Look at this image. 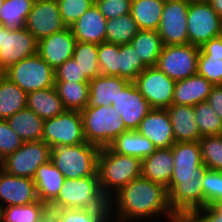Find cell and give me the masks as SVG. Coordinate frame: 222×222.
I'll list each match as a JSON object with an SVG mask.
<instances>
[{
	"instance_id": "13",
	"label": "cell",
	"mask_w": 222,
	"mask_h": 222,
	"mask_svg": "<svg viewBox=\"0 0 222 222\" xmlns=\"http://www.w3.org/2000/svg\"><path fill=\"white\" fill-rule=\"evenodd\" d=\"M190 1L165 0L158 28L163 46L188 43L187 14Z\"/></svg>"
},
{
	"instance_id": "7",
	"label": "cell",
	"mask_w": 222,
	"mask_h": 222,
	"mask_svg": "<svg viewBox=\"0 0 222 222\" xmlns=\"http://www.w3.org/2000/svg\"><path fill=\"white\" fill-rule=\"evenodd\" d=\"M55 71L38 55L24 58L2 74L27 94L55 85Z\"/></svg>"
},
{
	"instance_id": "26",
	"label": "cell",
	"mask_w": 222,
	"mask_h": 222,
	"mask_svg": "<svg viewBox=\"0 0 222 222\" xmlns=\"http://www.w3.org/2000/svg\"><path fill=\"white\" fill-rule=\"evenodd\" d=\"M32 180L35 183L38 199L54 201L64 184V175L56 168L51 160L40 165Z\"/></svg>"
},
{
	"instance_id": "48",
	"label": "cell",
	"mask_w": 222,
	"mask_h": 222,
	"mask_svg": "<svg viewBox=\"0 0 222 222\" xmlns=\"http://www.w3.org/2000/svg\"><path fill=\"white\" fill-rule=\"evenodd\" d=\"M55 81L89 82L77 62L70 58L55 70Z\"/></svg>"
},
{
	"instance_id": "53",
	"label": "cell",
	"mask_w": 222,
	"mask_h": 222,
	"mask_svg": "<svg viewBox=\"0 0 222 222\" xmlns=\"http://www.w3.org/2000/svg\"><path fill=\"white\" fill-rule=\"evenodd\" d=\"M212 9L222 17V0H206Z\"/></svg>"
},
{
	"instance_id": "52",
	"label": "cell",
	"mask_w": 222,
	"mask_h": 222,
	"mask_svg": "<svg viewBox=\"0 0 222 222\" xmlns=\"http://www.w3.org/2000/svg\"><path fill=\"white\" fill-rule=\"evenodd\" d=\"M207 102L222 120V85H216L212 88L207 98Z\"/></svg>"
},
{
	"instance_id": "27",
	"label": "cell",
	"mask_w": 222,
	"mask_h": 222,
	"mask_svg": "<svg viewBox=\"0 0 222 222\" xmlns=\"http://www.w3.org/2000/svg\"><path fill=\"white\" fill-rule=\"evenodd\" d=\"M26 108L44 120L56 117L67 110L55 86L28 93Z\"/></svg>"
},
{
	"instance_id": "24",
	"label": "cell",
	"mask_w": 222,
	"mask_h": 222,
	"mask_svg": "<svg viewBox=\"0 0 222 222\" xmlns=\"http://www.w3.org/2000/svg\"><path fill=\"white\" fill-rule=\"evenodd\" d=\"M174 169L172 176L198 175L204 166L199 141L175 142L172 146Z\"/></svg>"
},
{
	"instance_id": "35",
	"label": "cell",
	"mask_w": 222,
	"mask_h": 222,
	"mask_svg": "<svg viewBox=\"0 0 222 222\" xmlns=\"http://www.w3.org/2000/svg\"><path fill=\"white\" fill-rule=\"evenodd\" d=\"M137 23L130 13L106 21V42L111 44H130L138 33Z\"/></svg>"
},
{
	"instance_id": "3",
	"label": "cell",
	"mask_w": 222,
	"mask_h": 222,
	"mask_svg": "<svg viewBox=\"0 0 222 222\" xmlns=\"http://www.w3.org/2000/svg\"><path fill=\"white\" fill-rule=\"evenodd\" d=\"M100 148L88 142L51 148L50 160L67 179L98 176Z\"/></svg>"
},
{
	"instance_id": "31",
	"label": "cell",
	"mask_w": 222,
	"mask_h": 222,
	"mask_svg": "<svg viewBox=\"0 0 222 222\" xmlns=\"http://www.w3.org/2000/svg\"><path fill=\"white\" fill-rule=\"evenodd\" d=\"M27 93L5 75H0V119H8L26 108Z\"/></svg>"
},
{
	"instance_id": "19",
	"label": "cell",
	"mask_w": 222,
	"mask_h": 222,
	"mask_svg": "<svg viewBox=\"0 0 222 222\" xmlns=\"http://www.w3.org/2000/svg\"><path fill=\"white\" fill-rule=\"evenodd\" d=\"M137 131L157 149L169 148L175 143L171 119L166 109H152L142 119Z\"/></svg>"
},
{
	"instance_id": "29",
	"label": "cell",
	"mask_w": 222,
	"mask_h": 222,
	"mask_svg": "<svg viewBox=\"0 0 222 222\" xmlns=\"http://www.w3.org/2000/svg\"><path fill=\"white\" fill-rule=\"evenodd\" d=\"M8 125L24 142L42 141L44 119L25 108L6 119Z\"/></svg>"
},
{
	"instance_id": "22",
	"label": "cell",
	"mask_w": 222,
	"mask_h": 222,
	"mask_svg": "<svg viewBox=\"0 0 222 222\" xmlns=\"http://www.w3.org/2000/svg\"><path fill=\"white\" fill-rule=\"evenodd\" d=\"M141 176L167 188L173 175L172 148L156 149L142 160Z\"/></svg>"
},
{
	"instance_id": "23",
	"label": "cell",
	"mask_w": 222,
	"mask_h": 222,
	"mask_svg": "<svg viewBox=\"0 0 222 222\" xmlns=\"http://www.w3.org/2000/svg\"><path fill=\"white\" fill-rule=\"evenodd\" d=\"M214 85L198 73L178 80L174 87L173 104L194 106L207 101Z\"/></svg>"
},
{
	"instance_id": "58",
	"label": "cell",
	"mask_w": 222,
	"mask_h": 222,
	"mask_svg": "<svg viewBox=\"0 0 222 222\" xmlns=\"http://www.w3.org/2000/svg\"><path fill=\"white\" fill-rule=\"evenodd\" d=\"M188 1H190V2H191V1H205V0H188Z\"/></svg>"
},
{
	"instance_id": "34",
	"label": "cell",
	"mask_w": 222,
	"mask_h": 222,
	"mask_svg": "<svg viewBox=\"0 0 222 222\" xmlns=\"http://www.w3.org/2000/svg\"><path fill=\"white\" fill-rule=\"evenodd\" d=\"M58 96L67 110H83L88 103L89 82L55 81Z\"/></svg>"
},
{
	"instance_id": "33",
	"label": "cell",
	"mask_w": 222,
	"mask_h": 222,
	"mask_svg": "<svg viewBox=\"0 0 222 222\" xmlns=\"http://www.w3.org/2000/svg\"><path fill=\"white\" fill-rule=\"evenodd\" d=\"M35 0H4L0 8V24L8 29H23Z\"/></svg>"
},
{
	"instance_id": "40",
	"label": "cell",
	"mask_w": 222,
	"mask_h": 222,
	"mask_svg": "<svg viewBox=\"0 0 222 222\" xmlns=\"http://www.w3.org/2000/svg\"><path fill=\"white\" fill-rule=\"evenodd\" d=\"M42 202L40 200L23 206H7L1 208L2 222H38Z\"/></svg>"
},
{
	"instance_id": "37",
	"label": "cell",
	"mask_w": 222,
	"mask_h": 222,
	"mask_svg": "<svg viewBox=\"0 0 222 222\" xmlns=\"http://www.w3.org/2000/svg\"><path fill=\"white\" fill-rule=\"evenodd\" d=\"M194 115L201 137L222 134V120L207 101L194 105Z\"/></svg>"
},
{
	"instance_id": "49",
	"label": "cell",
	"mask_w": 222,
	"mask_h": 222,
	"mask_svg": "<svg viewBox=\"0 0 222 222\" xmlns=\"http://www.w3.org/2000/svg\"><path fill=\"white\" fill-rule=\"evenodd\" d=\"M65 208L55 201H42L38 222H59Z\"/></svg>"
},
{
	"instance_id": "25",
	"label": "cell",
	"mask_w": 222,
	"mask_h": 222,
	"mask_svg": "<svg viewBox=\"0 0 222 222\" xmlns=\"http://www.w3.org/2000/svg\"><path fill=\"white\" fill-rule=\"evenodd\" d=\"M169 113L175 142L199 141L200 136L195 121L194 106L172 104Z\"/></svg>"
},
{
	"instance_id": "12",
	"label": "cell",
	"mask_w": 222,
	"mask_h": 222,
	"mask_svg": "<svg viewBox=\"0 0 222 222\" xmlns=\"http://www.w3.org/2000/svg\"><path fill=\"white\" fill-rule=\"evenodd\" d=\"M133 82L153 109H167L173 104L176 81L157 67H147Z\"/></svg>"
},
{
	"instance_id": "8",
	"label": "cell",
	"mask_w": 222,
	"mask_h": 222,
	"mask_svg": "<svg viewBox=\"0 0 222 222\" xmlns=\"http://www.w3.org/2000/svg\"><path fill=\"white\" fill-rule=\"evenodd\" d=\"M42 141L51 148L87 142L81 112L66 110L56 117L45 119Z\"/></svg>"
},
{
	"instance_id": "55",
	"label": "cell",
	"mask_w": 222,
	"mask_h": 222,
	"mask_svg": "<svg viewBox=\"0 0 222 222\" xmlns=\"http://www.w3.org/2000/svg\"><path fill=\"white\" fill-rule=\"evenodd\" d=\"M3 26L0 24V49L2 48Z\"/></svg>"
},
{
	"instance_id": "15",
	"label": "cell",
	"mask_w": 222,
	"mask_h": 222,
	"mask_svg": "<svg viewBox=\"0 0 222 222\" xmlns=\"http://www.w3.org/2000/svg\"><path fill=\"white\" fill-rule=\"evenodd\" d=\"M25 28L37 39L67 28L55 0H35L28 14Z\"/></svg>"
},
{
	"instance_id": "17",
	"label": "cell",
	"mask_w": 222,
	"mask_h": 222,
	"mask_svg": "<svg viewBox=\"0 0 222 222\" xmlns=\"http://www.w3.org/2000/svg\"><path fill=\"white\" fill-rule=\"evenodd\" d=\"M77 40L70 27L38 40L37 54L55 71L72 58Z\"/></svg>"
},
{
	"instance_id": "54",
	"label": "cell",
	"mask_w": 222,
	"mask_h": 222,
	"mask_svg": "<svg viewBox=\"0 0 222 222\" xmlns=\"http://www.w3.org/2000/svg\"><path fill=\"white\" fill-rule=\"evenodd\" d=\"M171 222H198L192 215H178Z\"/></svg>"
},
{
	"instance_id": "4",
	"label": "cell",
	"mask_w": 222,
	"mask_h": 222,
	"mask_svg": "<svg viewBox=\"0 0 222 222\" xmlns=\"http://www.w3.org/2000/svg\"><path fill=\"white\" fill-rule=\"evenodd\" d=\"M80 112L86 141L99 148L108 147L127 131L120 114L112 106H86Z\"/></svg>"
},
{
	"instance_id": "18",
	"label": "cell",
	"mask_w": 222,
	"mask_h": 222,
	"mask_svg": "<svg viewBox=\"0 0 222 222\" xmlns=\"http://www.w3.org/2000/svg\"><path fill=\"white\" fill-rule=\"evenodd\" d=\"M38 200L36 186L31 178L11 175L0 169V208L23 206Z\"/></svg>"
},
{
	"instance_id": "57",
	"label": "cell",
	"mask_w": 222,
	"mask_h": 222,
	"mask_svg": "<svg viewBox=\"0 0 222 222\" xmlns=\"http://www.w3.org/2000/svg\"><path fill=\"white\" fill-rule=\"evenodd\" d=\"M4 0H0V8L3 5Z\"/></svg>"
},
{
	"instance_id": "45",
	"label": "cell",
	"mask_w": 222,
	"mask_h": 222,
	"mask_svg": "<svg viewBox=\"0 0 222 222\" xmlns=\"http://www.w3.org/2000/svg\"><path fill=\"white\" fill-rule=\"evenodd\" d=\"M197 73L214 86L222 85V60L217 57H207L200 50Z\"/></svg>"
},
{
	"instance_id": "39",
	"label": "cell",
	"mask_w": 222,
	"mask_h": 222,
	"mask_svg": "<svg viewBox=\"0 0 222 222\" xmlns=\"http://www.w3.org/2000/svg\"><path fill=\"white\" fill-rule=\"evenodd\" d=\"M204 166L222 172V134L204 136L199 140Z\"/></svg>"
},
{
	"instance_id": "21",
	"label": "cell",
	"mask_w": 222,
	"mask_h": 222,
	"mask_svg": "<svg viewBox=\"0 0 222 222\" xmlns=\"http://www.w3.org/2000/svg\"><path fill=\"white\" fill-rule=\"evenodd\" d=\"M118 76L99 75L89 81L88 107L111 106L119 93L130 83Z\"/></svg>"
},
{
	"instance_id": "16",
	"label": "cell",
	"mask_w": 222,
	"mask_h": 222,
	"mask_svg": "<svg viewBox=\"0 0 222 222\" xmlns=\"http://www.w3.org/2000/svg\"><path fill=\"white\" fill-rule=\"evenodd\" d=\"M111 106L120 114L127 130H137L142 119L153 109L134 82L119 93Z\"/></svg>"
},
{
	"instance_id": "28",
	"label": "cell",
	"mask_w": 222,
	"mask_h": 222,
	"mask_svg": "<svg viewBox=\"0 0 222 222\" xmlns=\"http://www.w3.org/2000/svg\"><path fill=\"white\" fill-rule=\"evenodd\" d=\"M113 152L136 157L140 160L150 156L157 148L137 130L121 133L109 146Z\"/></svg>"
},
{
	"instance_id": "41",
	"label": "cell",
	"mask_w": 222,
	"mask_h": 222,
	"mask_svg": "<svg viewBox=\"0 0 222 222\" xmlns=\"http://www.w3.org/2000/svg\"><path fill=\"white\" fill-rule=\"evenodd\" d=\"M120 45L111 43L98 44V62L101 75L119 77Z\"/></svg>"
},
{
	"instance_id": "38",
	"label": "cell",
	"mask_w": 222,
	"mask_h": 222,
	"mask_svg": "<svg viewBox=\"0 0 222 222\" xmlns=\"http://www.w3.org/2000/svg\"><path fill=\"white\" fill-rule=\"evenodd\" d=\"M147 68L131 44L120 45L119 77L133 82Z\"/></svg>"
},
{
	"instance_id": "5",
	"label": "cell",
	"mask_w": 222,
	"mask_h": 222,
	"mask_svg": "<svg viewBox=\"0 0 222 222\" xmlns=\"http://www.w3.org/2000/svg\"><path fill=\"white\" fill-rule=\"evenodd\" d=\"M65 209H104L109 200L102 193L98 176L65 178L59 195L54 200Z\"/></svg>"
},
{
	"instance_id": "50",
	"label": "cell",
	"mask_w": 222,
	"mask_h": 222,
	"mask_svg": "<svg viewBox=\"0 0 222 222\" xmlns=\"http://www.w3.org/2000/svg\"><path fill=\"white\" fill-rule=\"evenodd\" d=\"M192 216L198 222H222V209L216 204L197 209Z\"/></svg>"
},
{
	"instance_id": "32",
	"label": "cell",
	"mask_w": 222,
	"mask_h": 222,
	"mask_svg": "<svg viewBox=\"0 0 222 222\" xmlns=\"http://www.w3.org/2000/svg\"><path fill=\"white\" fill-rule=\"evenodd\" d=\"M137 51L138 57L147 66H156L163 43L158 31L139 30L130 43Z\"/></svg>"
},
{
	"instance_id": "47",
	"label": "cell",
	"mask_w": 222,
	"mask_h": 222,
	"mask_svg": "<svg viewBox=\"0 0 222 222\" xmlns=\"http://www.w3.org/2000/svg\"><path fill=\"white\" fill-rule=\"evenodd\" d=\"M132 0H95L100 13L108 20L130 13Z\"/></svg>"
},
{
	"instance_id": "59",
	"label": "cell",
	"mask_w": 222,
	"mask_h": 222,
	"mask_svg": "<svg viewBox=\"0 0 222 222\" xmlns=\"http://www.w3.org/2000/svg\"><path fill=\"white\" fill-rule=\"evenodd\" d=\"M0 222H2V219H1V208H0Z\"/></svg>"
},
{
	"instance_id": "11",
	"label": "cell",
	"mask_w": 222,
	"mask_h": 222,
	"mask_svg": "<svg viewBox=\"0 0 222 222\" xmlns=\"http://www.w3.org/2000/svg\"><path fill=\"white\" fill-rule=\"evenodd\" d=\"M51 147L43 141L24 142L1 160V169L11 175L33 178L37 168L50 160Z\"/></svg>"
},
{
	"instance_id": "6",
	"label": "cell",
	"mask_w": 222,
	"mask_h": 222,
	"mask_svg": "<svg viewBox=\"0 0 222 222\" xmlns=\"http://www.w3.org/2000/svg\"><path fill=\"white\" fill-rule=\"evenodd\" d=\"M206 166L198 170V175L172 176L166 188L168 202L173 213L192 215L197 209L204 207L203 181Z\"/></svg>"
},
{
	"instance_id": "43",
	"label": "cell",
	"mask_w": 222,
	"mask_h": 222,
	"mask_svg": "<svg viewBox=\"0 0 222 222\" xmlns=\"http://www.w3.org/2000/svg\"><path fill=\"white\" fill-rule=\"evenodd\" d=\"M57 3L63 22L67 27H71L95 4V0H63Z\"/></svg>"
},
{
	"instance_id": "1",
	"label": "cell",
	"mask_w": 222,
	"mask_h": 222,
	"mask_svg": "<svg viewBox=\"0 0 222 222\" xmlns=\"http://www.w3.org/2000/svg\"><path fill=\"white\" fill-rule=\"evenodd\" d=\"M112 222H171L177 216L168 202L167 189L142 176L109 199Z\"/></svg>"
},
{
	"instance_id": "20",
	"label": "cell",
	"mask_w": 222,
	"mask_h": 222,
	"mask_svg": "<svg viewBox=\"0 0 222 222\" xmlns=\"http://www.w3.org/2000/svg\"><path fill=\"white\" fill-rule=\"evenodd\" d=\"M106 21L93 4L70 28L78 42L101 44L106 42Z\"/></svg>"
},
{
	"instance_id": "44",
	"label": "cell",
	"mask_w": 222,
	"mask_h": 222,
	"mask_svg": "<svg viewBox=\"0 0 222 222\" xmlns=\"http://www.w3.org/2000/svg\"><path fill=\"white\" fill-rule=\"evenodd\" d=\"M204 207L222 199V172L208 169L204 175Z\"/></svg>"
},
{
	"instance_id": "46",
	"label": "cell",
	"mask_w": 222,
	"mask_h": 222,
	"mask_svg": "<svg viewBox=\"0 0 222 222\" xmlns=\"http://www.w3.org/2000/svg\"><path fill=\"white\" fill-rule=\"evenodd\" d=\"M24 141L10 128L5 119H0V160L14 153Z\"/></svg>"
},
{
	"instance_id": "10",
	"label": "cell",
	"mask_w": 222,
	"mask_h": 222,
	"mask_svg": "<svg viewBox=\"0 0 222 222\" xmlns=\"http://www.w3.org/2000/svg\"><path fill=\"white\" fill-rule=\"evenodd\" d=\"M200 47L191 44L163 46L157 67L171 79H186L198 72Z\"/></svg>"
},
{
	"instance_id": "36",
	"label": "cell",
	"mask_w": 222,
	"mask_h": 222,
	"mask_svg": "<svg viewBox=\"0 0 222 222\" xmlns=\"http://www.w3.org/2000/svg\"><path fill=\"white\" fill-rule=\"evenodd\" d=\"M72 58L89 80L101 75L98 62V44L77 41Z\"/></svg>"
},
{
	"instance_id": "2",
	"label": "cell",
	"mask_w": 222,
	"mask_h": 222,
	"mask_svg": "<svg viewBox=\"0 0 222 222\" xmlns=\"http://www.w3.org/2000/svg\"><path fill=\"white\" fill-rule=\"evenodd\" d=\"M142 160L100 148L97 174L102 193L109 200L125 185L141 176Z\"/></svg>"
},
{
	"instance_id": "14",
	"label": "cell",
	"mask_w": 222,
	"mask_h": 222,
	"mask_svg": "<svg viewBox=\"0 0 222 222\" xmlns=\"http://www.w3.org/2000/svg\"><path fill=\"white\" fill-rule=\"evenodd\" d=\"M38 40L26 29L8 30L3 27L2 48L0 49V71L24 58L37 54Z\"/></svg>"
},
{
	"instance_id": "30",
	"label": "cell",
	"mask_w": 222,
	"mask_h": 222,
	"mask_svg": "<svg viewBox=\"0 0 222 222\" xmlns=\"http://www.w3.org/2000/svg\"><path fill=\"white\" fill-rule=\"evenodd\" d=\"M164 2L165 0H132L130 15L139 30H158Z\"/></svg>"
},
{
	"instance_id": "51",
	"label": "cell",
	"mask_w": 222,
	"mask_h": 222,
	"mask_svg": "<svg viewBox=\"0 0 222 222\" xmlns=\"http://www.w3.org/2000/svg\"><path fill=\"white\" fill-rule=\"evenodd\" d=\"M200 50L207 57H217L222 60V38L217 37L209 40L200 47Z\"/></svg>"
},
{
	"instance_id": "56",
	"label": "cell",
	"mask_w": 222,
	"mask_h": 222,
	"mask_svg": "<svg viewBox=\"0 0 222 222\" xmlns=\"http://www.w3.org/2000/svg\"><path fill=\"white\" fill-rule=\"evenodd\" d=\"M216 205L222 209V199L219 202H217Z\"/></svg>"
},
{
	"instance_id": "9",
	"label": "cell",
	"mask_w": 222,
	"mask_h": 222,
	"mask_svg": "<svg viewBox=\"0 0 222 222\" xmlns=\"http://www.w3.org/2000/svg\"><path fill=\"white\" fill-rule=\"evenodd\" d=\"M188 44L201 47L221 36L222 17L205 1H191L187 14Z\"/></svg>"
},
{
	"instance_id": "42",
	"label": "cell",
	"mask_w": 222,
	"mask_h": 222,
	"mask_svg": "<svg viewBox=\"0 0 222 222\" xmlns=\"http://www.w3.org/2000/svg\"><path fill=\"white\" fill-rule=\"evenodd\" d=\"M59 222H112L109 207L104 209H65Z\"/></svg>"
}]
</instances>
